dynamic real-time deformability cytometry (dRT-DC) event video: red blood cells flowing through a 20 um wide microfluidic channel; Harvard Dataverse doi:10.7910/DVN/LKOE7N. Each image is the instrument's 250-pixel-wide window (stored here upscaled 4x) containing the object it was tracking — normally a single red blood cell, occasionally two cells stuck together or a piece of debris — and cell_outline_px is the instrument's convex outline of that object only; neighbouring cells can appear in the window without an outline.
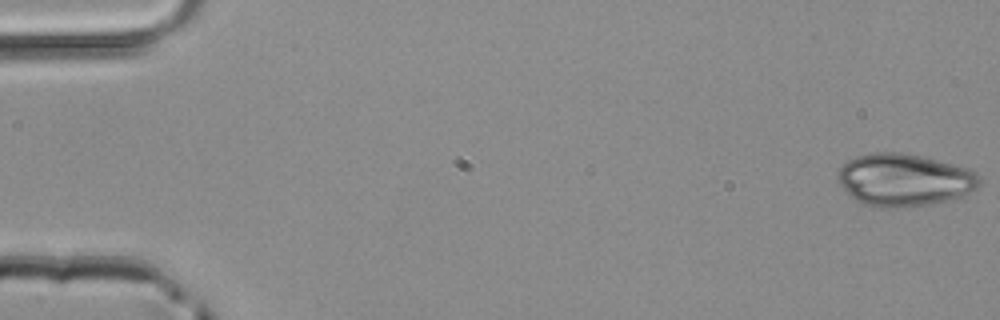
{"species": "common noctule bat (a hibernating species)", "species_latin": "Nyctalus noctula", "temperature_condition": "room temperature", "stored_images_in_passage": 47, "camera_frame_rate_fps": 3000, "um_per_image_px": 0.085, "animal": {"sex": "male", "body_mass_g": 20.4}, "frame": {"image": 1, "passage_image": 1, "time_ms": 0.0, "image_size_px": [1000, 320], "cell_outline_px": [[980, 184], [976, 188], [960, 196], [948, 200], [928, 204], [892, 208], [876, 208], [864, 204], [856, 200], [836, 180], [836, 172], [848, 160], [856, 156], [872, 152], [900, 152], [924, 156], [968, 168], [976, 172], [980, 176]], "centroid_in_image_um": [76.84, 15.28], "position_along_channel_um": 8.2, "area_um2": 43.41}}
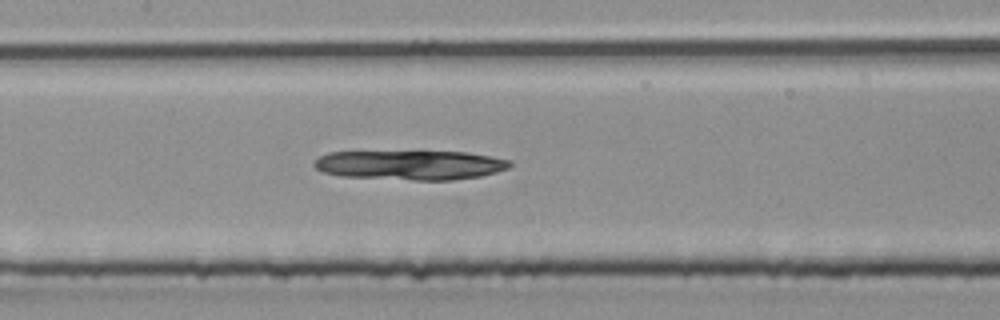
{"frame": {"image": 2, "passage_image": 23, "time_ms": 7.333, "image_size_px": [1000, 320], "cell_outline_px": [[512, 164], [508, 168], [496, 172], [480, 176], [452, 180], [416, 180], [340, 176], [324, 172], [316, 168], [312, 164], [320, 156], [328, 152], [468, 152], [492, 156], [512, 160]], "centroid_in_image_um": [34.91, 14.03], "position_along_channel_um": 172.5, "area_um2": 33.52}}
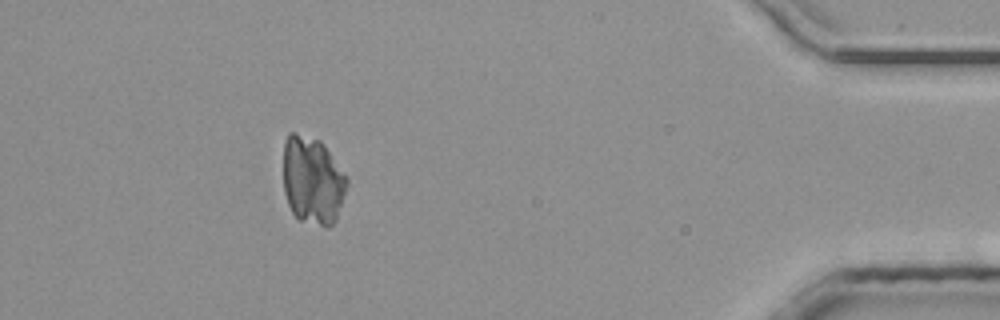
{"frame": {"image": 3, "passage_image": 43, "time_ms": 14.0, "image_size_px": [1000, 320], "cell_outline_px": [[348, 184], [336, 220], [328, 228], [324, 228], [300, 220], [292, 212], [288, 204], [284, 192], [284, 140], [288, 132], [296, 132], [320, 140], [324, 144], [348, 176]], "centroid_in_image_um": [26.58, 15.33], "position_along_channel_um": 408.6, "area_um2": 33.12}}